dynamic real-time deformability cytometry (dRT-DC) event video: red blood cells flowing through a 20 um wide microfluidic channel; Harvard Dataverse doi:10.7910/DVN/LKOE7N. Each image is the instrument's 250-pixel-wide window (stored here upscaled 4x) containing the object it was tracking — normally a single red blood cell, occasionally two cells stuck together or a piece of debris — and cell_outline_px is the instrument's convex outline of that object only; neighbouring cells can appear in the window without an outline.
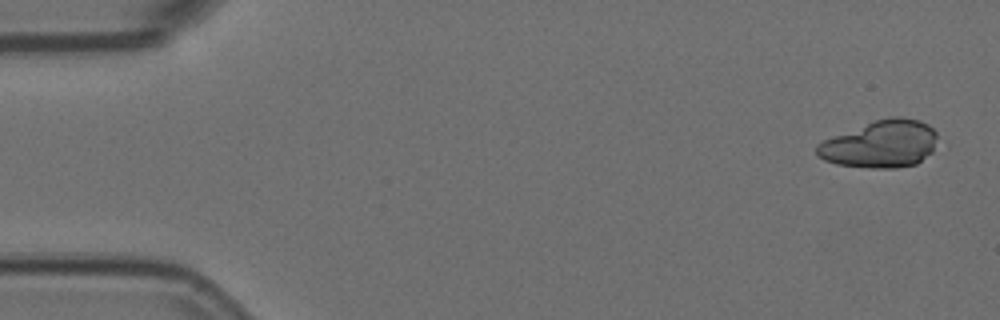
{"species": "Egyptian fruit bat (a non-hibernating species)", "species_latin": "Rousettus aegyptiacus", "temperature_condition": "room temperature", "stored_images_in_passage": 4, "camera_frame_rate_fps": 3000, "um_per_image_px": 0.085, "animal": {"sex": "female"}, "frame": {"image": 1, "passage_image": 1, "time_ms": 0.0, "image_size_px": [1000, 320], "cell_outline_px": [[940, 148], [916, 164], [896, 168], [872, 168], [836, 164], [824, 160], [816, 156], [816, 144], [824, 140], [876, 120], [892, 116], [900, 116], [920, 120], [928, 124], [936, 132], [940, 144]], "centroid_in_image_um": [74.93, 12.26], "position_along_channel_um": 10.1, "area_um2": 33.64}}